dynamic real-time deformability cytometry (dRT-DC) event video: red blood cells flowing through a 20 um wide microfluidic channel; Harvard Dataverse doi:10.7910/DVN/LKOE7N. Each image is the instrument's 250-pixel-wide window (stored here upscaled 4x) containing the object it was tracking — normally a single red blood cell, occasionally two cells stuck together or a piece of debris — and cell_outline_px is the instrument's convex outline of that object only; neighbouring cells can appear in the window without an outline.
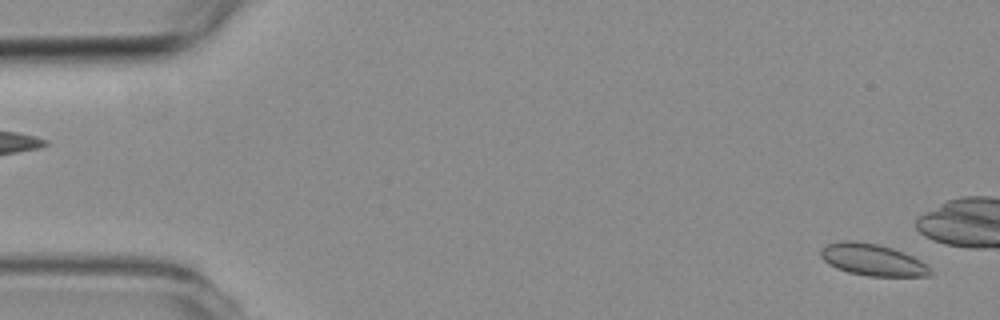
{"species": "common noctule bat (a hibernating species)", "species_latin": "Nyctalus noctula", "temperature_condition": "room temperature", "stored_images_in_passage": 2, "segment_of_instrument_passage": [2, 2], "camera_frame_rate_fps": 3000, "um_per_image_px": 0.085, "animal": {"sex": "female", "body_mass_g": 19.3, "forearm_length_mm": 54.1}, "frame": {"image": 1, "passage_image": 2, "time_ms": 1.333, "image_size_px": [1000, 320], "cell_outline_px": [[932, 276], [868, 276], [848, 272], [836, 268], [828, 264], [820, 256], [820, 248], [828, 244], [844, 240], [856, 240], [880, 244], [904, 252], [920, 260], [932, 268]], "centroid_in_image_um": [74.17, 22.07], "position_along_channel_um": 10.8, "area_um2": 20.58}}